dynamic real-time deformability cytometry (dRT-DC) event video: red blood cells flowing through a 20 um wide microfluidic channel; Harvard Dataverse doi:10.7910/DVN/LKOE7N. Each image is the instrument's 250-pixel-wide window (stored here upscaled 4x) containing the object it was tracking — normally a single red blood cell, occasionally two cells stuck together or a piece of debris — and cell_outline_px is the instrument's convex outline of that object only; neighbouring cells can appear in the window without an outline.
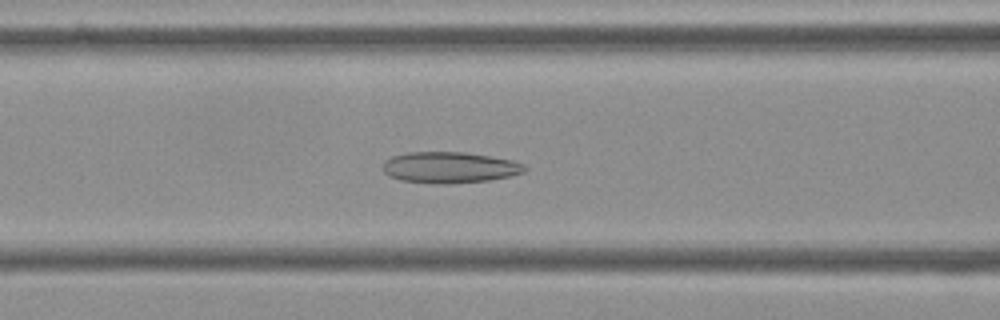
{"species": "Egyptian fruit bat (a non-hibernating species)", "species_latin": "Rousettus aegyptiacus", "temperature_condition": "cold", "stored_images_in_passage": 56, "camera_frame_rate_fps": 3000, "um_per_image_px": 0.085, "frame": {"image": 1, "passage_image": 23, "time_ms": 7.333, "image_size_px": [1000, 320], "cell_outline_px": [[528, 168], [524, 172], [508, 176], [488, 180], [448, 184], [436, 184], [400, 180], [388, 176], [384, 172], [384, 160], [392, 156], [408, 152], [464, 152], [512, 160], [524, 164]], "centroid_in_image_um": [38.19, 14.23], "position_along_channel_um": 128.4, "area_um2": 25.72}}
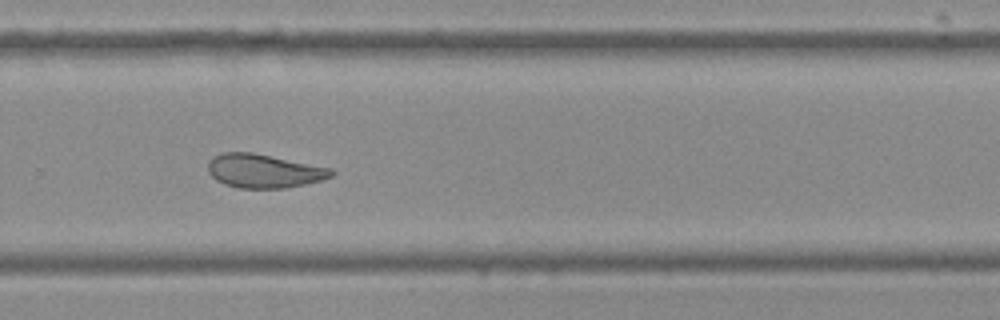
{"frame": {"image": 2, "passage_image": 38, "time_ms": 12.333, "image_size_px": [1000, 320], "cell_outline_px": [[336, 172], [332, 176], [324, 180], [284, 188], [240, 188], [224, 184], [216, 180], [208, 172], [208, 160], [212, 156], [220, 152], [252, 152], [332, 168]], "centroid_in_image_um": [22.42, 14.52], "position_along_channel_um": 307.4, "area_um2": 24.45}}
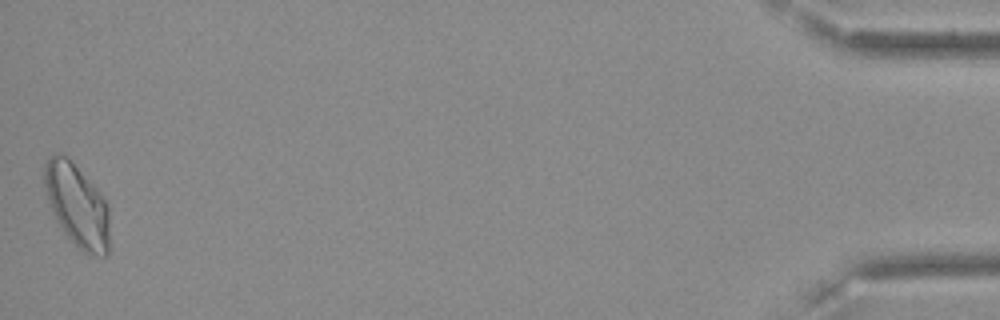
{"frame": {"image": 3, "passage_image": 56, "time_ms": 18.333, "image_size_px": [1000, 320], "cell_outline_px": [[108, 252], [104, 256], [84, 252], [64, 236], [52, 212], [48, 200], [44, 184], [44, 164], [56, 152], [64, 156], [96, 188], [104, 200], [108, 208]], "centroid_in_image_um": [6.52, 17.51], "position_along_channel_um": 428.7, "area_um2": 30.75}, "authors_computed_cell_mechanics": {"area_um2": 26.588, "velocity_mm_per_s": 3.582, "shape_relaxation_time_tau1_ms": null, "shape_relaxation_time_tau2_ms": 2.6839, "deformation_change_tau1": null, "deformation_change_tau2": 0.0976}}